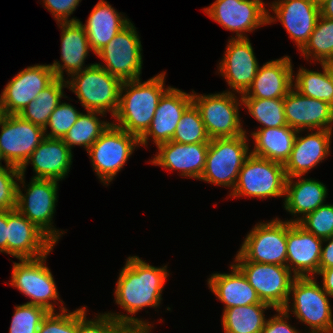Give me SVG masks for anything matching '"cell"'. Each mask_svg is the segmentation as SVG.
<instances>
[{"instance_id": "cell-1", "label": "cell", "mask_w": 333, "mask_h": 333, "mask_svg": "<svg viewBox=\"0 0 333 333\" xmlns=\"http://www.w3.org/2000/svg\"><path fill=\"white\" fill-rule=\"evenodd\" d=\"M168 277L167 265L156 267L139 256H128L114 291L115 303L128 314L111 311L106 313L132 333H150L153 324L133 315L144 308L160 306L163 287Z\"/></svg>"}, {"instance_id": "cell-2", "label": "cell", "mask_w": 333, "mask_h": 333, "mask_svg": "<svg viewBox=\"0 0 333 333\" xmlns=\"http://www.w3.org/2000/svg\"><path fill=\"white\" fill-rule=\"evenodd\" d=\"M165 76L163 71L144 82L141 78L123 81L114 115L118 123H111L140 139L149 129L162 95L171 87L165 86Z\"/></svg>"}, {"instance_id": "cell-3", "label": "cell", "mask_w": 333, "mask_h": 333, "mask_svg": "<svg viewBox=\"0 0 333 333\" xmlns=\"http://www.w3.org/2000/svg\"><path fill=\"white\" fill-rule=\"evenodd\" d=\"M289 295L292 298L289 296L283 310L288 314L292 312L299 323L309 326L308 333H333L331 296L322 289L315 277H296Z\"/></svg>"}, {"instance_id": "cell-4", "label": "cell", "mask_w": 333, "mask_h": 333, "mask_svg": "<svg viewBox=\"0 0 333 333\" xmlns=\"http://www.w3.org/2000/svg\"><path fill=\"white\" fill-rule=\"evenodd\" d=\"M66 78L67 88L74 92L86 111L114 117L118 110L122 80L111 75L97 63Z\"/></svg>"}, {"instance_id": "cell-5", "label": "cell", "mask_w": 333, "mask_h": 333, "mask_svg": "<svg viewBox=\"0 0 333 333\" xmlns=\"http://www.w3.org/2000/svg\"><path fill=\"white\" fill-rule=\"evenodd\" d=\"M25 181V176L20 174L16 209L57 244L62 234H65L63 230H58L53 225L59 181L31 178L28 185Z\"/></svg>"}, {"instance_id": "cell-6", "label": "cell", "mask_w": 333, "mask_h": 333, "mask_svg": "<svg viewBox=\"0 0 333 333\" xmlns=\"http://www.w3.org/2000/svg\"><path fill=\"white\" fill-rule=\"evenodd\" d=\"M248 141L246 133L236 137L211 139L199 181L227 187L231 189L229 192H232L240 169L251 154Z\"/></svg>"}, {"instance_id": "cell-7", "label": "cell", "mask_w": 333, "mask_h": 333, "mask_svg": "<svg viewBox=\"0 0 333 333\" xmlns=\"http://www.w3.org/2000/svg\"><path fill=\"white\" fill-rule=\"evenodd\" d=\"M48 255L49 253L34 259H19V263L13 261L12 279L8 284L29 297L31 301L26 303L41 306L48 312H56L55 305L60 303L59 312H61L67 308L59 297L52 272L46 266Z\"/></svg>"}, {"instance_id": "cell-8", "label": "cell", "mask_w": 333, "mask_h": 333, "mask_svg": "<svg viewBox=\"0 0 333 333\" xmlns=\"http://www.w3.org/2000/svg\"><path fill=\"white\" fill-rule=\"evenodd\" d=\"M231 90L222 93L197 94L192 91V100L199 109L206 131L211 139L244 135L239 108L243 106L242 97ZM240 99V100H239Z\"/></svg>"}, {"instance_id": "cell-9", "label": "cell", "mask_w": 333, "mask_h": 333, "mask_svg": "<svg viewBox=\"0 0 333 333\" xmlns=\"http://www.w3.org/2000/svg\"><path fill=\"white\" fill-rule=\"evenodd\" d=\"M286 181L283 164L250 154L240 169L236 185L229 197L284 198Z\"/></svg>"}, {"instance_id": "cell-10", "label": "cell", "mask_w": 333, "mask_h": 333, "mask_svg": "<svg viewBox=\"0 0 333 333\" xmlns=\"http://www.w3.org/2000/svg\"><path fill=\"white\" fill-rule=\"evenodd\" d=\"M137 147L138 137L111 123L87 151L99 181L108 186Z\"/></svg>"}, {"instance_id": "cell-11", "label": "cell", "mask_w": 333, "mask_h": 333, "mask_svg": "<svg viewBox=\"0 0 333 333\" xmlns=\"http://www.w3.org/2000/svg\"><path fill=\"white\" fill-rule=\"evenodd\" d=\"M233 263L246 276L263 303L270 305L273 310L285 307L296 278L286 266L247 261L238 252Z\"/></svg>"}, {"instance_id": "cell-12", "label": "cell", "mask_w": 333, "mask_h": 333, "mask_svg": "<svg viewBox=\"0 0 333 333\" xmlns=\"http://www.w3.org/2000/svg\"><path fill=\"white\" fill-rule=\"evenodd\" d=\"M140 38L130 21L96 54L104 62L97 64L122 81L140 79L143 68Z\"/></svg>"}, {"instance_id": "cell-13", "label": "cell", "mask_w": 333, "mask_h": 333, "mask_svg": "<svg viewBox=\"0 0 333 333\" xmlns=\"http://www.w3.org/2000/svg\"><path fill=\"white\" fill-rule=\"evenodd\" d=\"M238 253L247 261L286 266L287 220L276 217L254 225Z\"/></svg>"}, {"instance_id": "cell-14", "label": "cell", "mask_w": 333, "mask_h": 333, "mask_svg": "<svg viewBox=\"0 0 333 333\" xmlns=\"http://www.w3.org/2000/svg\"><path fill=\"white\" fill-rule=\"evenodd\" d=\"M265 4L263 0H215L204 8V13L224 29L236 33L231 38H248L246 32L268 24Z\"/></svg>"}, {"instance_id": "cell-15", "label": "cell", "mask_w": 333, "mask_h": 333, "mask_svg": "<svg viewBox=\"0 0 333 333\" xmlns=\"http://www.w3.org/2000/svg\"><path fill=\"white\" fill-rule=\"evenodd\" d=\"M4 163L21 168L44 139V129L20 115H5L0 123Z\"/></svg>"}, {"instance_id": "cell-16", "label": "cell", "mask_w": 333, "mask_h": 333, "mask_svg": "<svg viewBox=\"0 0 333 333\" xmlns=\"http://www.w3.org/2000/svg\"><path fill=\"white\" fill-rule=\"evenodd\" d=\"M55 79L50 64H35L18 72L0 94L5 114L19 115Z\"/></svg>"}, {"instance_id": "cell-17", "label": "cell", "mask_w": 333, "mask_h": 333, "mask_svg": "<svg viewBox=\"0 0 333 333\" xmlns=\"http://www.w3.org/2000/svg\"><path fill=\"white\" fill-rule=\"evenodd\" d=\"M267 21L271 25L280 21L289 38L301 50L308 42L320 16V6L313 0H275L269 3ZM275 15H270V11Z\"/></svg>"}, {"instance_id": "cell-18", "label": "cell", "mask_w": 333, "mask_h": 333, "mask_svg": "<svg viewBox=\"0 0 333 333\" xmlns=\"http://www.w3.org/2000/svg\"><path fill=\"white\" fill-rule=\"evenodd\" d=\"M249 38H230L218 73L224 77L233 93L244 94L251 86L259 69Z\"/></svg>"}, {"instance_id": "cell-19", "label": "cell", "mask_w": 333, "mask_h": 333, "mask_svg": "<svg viewBox=\"0 0 333 333\" xmlns=\"http://www.w3.org/2000/svg\"><path fill=\"white\" fill-rule=\"evenodd\" d=\"M55 243L17 209L7 211V254L34 259L51 253Z\"/></svg>"}, {"instance_id": "cell-20", "label": "cell", "mask_w": 333, "mask_h": 333, "mask_svg": "<svg viewBox=\"0 0 333 333\" xmlns=\"http://www.w3.org/2000/svg\"><path fill=\"white\" fill-rule=\"evenodd\" d=\"M192 103V93L170 87L162 95L149 129L140 138V146L147 147L149 137L156 146L170 142L184 111Z\"/></svg>"}, {"instance_id": "cell-21", "label": "cell", "mask_w": 333, "mask_h": 333, "mask_svg": "<svg viewBox=\"0 0 333 333\" xmlns=\"http://www.w3.org/2000/svg\"><path fill=\"white\" fill-rule=\"evenodd\" d=\"M323 239L298 223L287 221L286 267L296 277H315L320 269Z\"/></svg>"}, {"instance_id": "cell-22", "label": "cell", "mask_w": 333, "mask_h": 333, "mask_svg": "<svg viewBox=\"0 0 333 333\" xmlns=\"http://www.w3.org/2000/svg\"><path fill=\"white\" fill-rule=\"evenodd\" d=\"M283 100L289 127L297 131L333 129V106L328 102L303 96L294 88Z\"/></svg>"}, {"instance_id": "cell-23", "label": "cell", "mask_w": 333, "mask_h": 333, "mask_svg": "<svg viewBox=\"0 0 333 333\" xmlns=\"http://www.w3.org/2000/svg\"><path fill=\"white\" fill-rule=\"evenodd\" d=\"M306 132L305 136H301L302 130L297 132L291 154L284 164L287 178L307 175L311 169L317 167L330 155L333 130H307Z\"/></svg>"}, {"instance_id": "cell-24", "label": "cell", "mask_w": 333, "mask_h": 333, "mask_svg": "<svg viewBox=\"0 0 333 333\" xmlns=\"http://www.w3.org/2000/svg\"><path fill=\"white\" fill-rule=\"evenodd\" d=\"M72 150L62 138L44 137L29 159L20 168V174L25 176L29 164L33 166L34 179H52L61 181L68 176L72 165Z\"/></svg>"}, {"instance_id": "cell-25", "label": "cell", "mask_w": 333, "mask_h": 333, "mask_svg": "<svg viewBox=\"0 0 333 333\" xmlns=\"http://www.w3.org/2000/svg\"><path fill=\"white\" fill-rule=\"evenodd\" d=\"M209 143L183 144L174 141L157 146L150 163L168 171L178 170L181 177L200 179L206 162Z\"/></svg>"}, {"instance_id": "cell-26", "label": "cell", "mask_w": 333, "mask_h": 333, "mask_svg": "<svg viewBox=\"0 0 333 333\" xmlns=\"http://www.w3.org/2000/svg\"><path fill=\"white\" fill-rule=\"evenodd\" d=\"M61 29V63L54 60L50 67L54 71L56 78L63 79L64 72L70 77L71 75L82 71L91 66H85V59L92 51L89 45L86 31L79 21L76 22H58ZM63 63V64H62ZM65 69V70H64Z\"/></svg>"}, {"instance_id": "cell-27", "label": "cell", "mask_w": 333, "mask_h": 333, "mask_svg": "<svg viewBox=\"0 0 333 333\" xmlns=\"http://www.w3.org/2000/svg\"><path fill=\"white\" fill-rule=\"evenodd\" d=\"M289 56L271 60L260 66L242 98H284L293 88V66Z\"/></svg>"}, {"instance_id": "cell-28", "label": "cell", "mask_w": 333, "mask_h": 333, "mask_svg": "<svg viewBox=\"0 0 333 333\" xmlns=\"http://www.w3.org/2000/svg\"><path fill=\"white\" fill-rule=\"evenodd\" d=\"M327 190L326 185L313 178H304V176L287 178L283 205L285 210L294 216V219L290 218L287 221L298 223L307 214L324 205L328 195Z\"/></svg>"}, {"instance_id": "cell-29", "label": "cell", "mask_w": 333, "mask_h": 333, "mask_svg": "<svg viewBox=\"0 0 333 333\" xmlns=\"http://www.w3.org/2000/svg\"><path fill=\"white\" fill-rule=\"evenodd\" d=\"M230 268V273H213L207 279L208 288L223 303V310L234 306L266 304L234 263Z\"/></svg>"}, {"instance_id": "cell-30", "label": "cell", "mask_w": 333, "mask_h": 333, "mask_svg": "<svg viewBox=\"0 0 333 333\" xmlns=\"http://www.w3.org/2000/svg\"><path fill=\"white\" fill-rule=\"evenodd\" d=\"M79 22L86 31L92 52L96 55L121 31L130 20L105 0L94 5L86 24Z\"/></svg>"}, {"instance_id": "cell-31", "label": "cell", "mask_w": 333, "mask_h": 333, "mask_svg": "<svg viewBox=\"0 0 333 333\" xmlns=\"http://www.w3.org/2000/svg\"><path fill=\"white\" fill-rule=\"evenodd\" d=\"M297 132L288 125L254 130L251 133L254 141L251 154L284 165L291 154Z\"/></svg>"}, {"instance_id": "cell-32", "label": "cell", "mask_w": 333, "mask_h": 333, "mask_svg": "<svg viewBox=\"0 0 333 333\" xmlns=\"http://www.w3.org/2000/svg\"><path fill=\"white\" fill-rule=\"evenodd\" d=\"M270 308L268 304H251L224 309V333H261L267 321L264 312Z\"/></svg>"}, {"instance_id": "cell-33", "label": "cell", "mask_w": 333, "mask_h": 333, "mask_svg": "<svg viewBox=\"0 0 333 333\" xmlns=\"http://www.w3.org/2000/svg\"><path fill=\"white\" fill-rule=\"evenodd\" d=\"M66 87V80L56 78L49 86L44 88L19 115L24 120L30 121L34 125L45 129L49 116L59 105L61 99L67 98L63 91Z\"/></svg>"}, {"instance_id": "cell-34", "label": "cell", "mask_w": 333, "mask_h": 333, "mask_svg": "<svg viewBox=\"0 0 333 333\" xmlns=\"http://www.w3.org/2000/svg\"><path fill=\"white\" fill-rule=\"evenodd\" d=\"M104 115L107 114L96 111L82 112L62 140L71 150L75 146H81L88 151L111 124L109 121L99 118V116L103 117Z\"/></svg>"}, {"instance_id": "cell-35", "label": "cell", "mask_w": 333, "mask_h": 333, "mask_svg": "<svg viewBox=\"0 0 333 333\" xmlns=\"http://www.w3.org/2000/svg\"><path fill=\"white\" fill-rule=\"evenodd\" d=\"M321 66L323 72L300 67L293 76V88L303 96L323 100L333 106V84L325 67Z\"/></svg>"}, {"instance_id": "cell-36", "label": "cell", "mask_w": 333, "mask_h": 333, "mask_svg": "<svg viewBox=\"0 0 333 333\" xmlns=\"http://www.w3.org/2000/svg\"><path fill=\"white\" fill-rule=\"evenodd\" d=\"M307 61L319 62L333 59V20L319 16L308 42L300 50Z\"/></svg>"}, {"instance_id": "cell-37", "label": "cell", "mask_w": 333, "mask_h": 333, "mask_svg": "<svg viewBox=\"0 0 333 333\" xmlns=\"http://www.w3.org/2000/svg\"><path fill=\"white\" fill-rule=\"evenodd\" d=\"M242 101L249 115L262 125L257 129L276 128L288 125L285 118L283 98H242Z\"/></svg>"}, {"instance_id": "cell-38", "label": "cell", "mask_w": 333, "mask_h": 333, "mask_svg": "<svg viewBox=\"0 0 333 333\" xmlns=\"http://www.w3.org/2000/svg\"><path fill=\"white\" fill-rule=\"evenodd\" d=\"M199 109L192 103L183 113L171 141L183 144L209 143Z\"/></svg>"}, {"instance_id": "cell-39", "label": "cell", "mask_w": 333, "mask_h": 333, "mask_svg": "<svg viewBox=\"0 0 333 333\" xmlns=\"http://www.w3.org/2000/svg\"><path fill=\"white\" fill-rule=\"evenodd\" d=\"M9 333H37L48 311L37 305L24 303L15 306Z\"/></svg>"}, {"instance_id": "cell-40", "label": "cell", "mask_w": 333, "mask_h": 333, "mask_svg": "<svg viewBox=\"0 0 333 333\" xmlns=\"http://www.w3.org/2000/svg\"><path fill=\"white\" fill-rule=\"evenodd\" d=\"M87 306L77 309V333H132L126 326L107 313H98L95 318H87Z\"/></svg>"}, {"instance_id": "cell-41", "label": "cell", "mask_w": 333, "mask_h": 333, "mask_svg": "<svg viewBox=\"0 0 333 333\" xmlns=\"http://www.w3.org/2000/svg\"><path fill=\"white\" fill-rule=\"evenodd\" d=\"M82 112L69 103H59L49 116L44 134L50 138H63L69 129L76 123ZM50 128V132L48 129Z\"/></svg>"}, {"instance_id": "cell-42", "label": "cell", "mask_w": 333, "mask_h": 333, "mask_svg": "<svg viewBox=\"0 0 333 333\" xmlns=\"http://www.w3.org/2000/svg\"><path fill=\"white\" fill-rule=\"evenodd\" d=\"M298 224L316 237L325 239L333 236V204H324L307 214Z\"/></svg>"}, {"instance_id": "cell-43", "label": "cell", "mask_w": 333, "mask_h": 333, "mask_svg": "<svg viewBox=\"0 0 333 333\" xmlns=\"http://www.w3.org/2000/svg\"><path fill=\"white\" fill-rule=\"evenodd\" d=\"M20 168L5 164L0 166V211L16 209Z\"/></svg>"}, {"instance_id": "cell-44", "label": "cell", "mask_w": 333, "mask_h": 333, "mask_svg": "<svg viewBox=\"0 0 333 333\" xmlns=\"http://www.w3.org/2000/svg\"><path fill=\"white\" fill-rule=\"evenodd\" d=\"M37 333H77V309L49 312Z\"/></svg>"}, {"instance_id": "cell-45", "label": "cell", "mask_w": 333, "mask_h": 333, "mask_svg": "<svg viewBox=\"0 0 333 333\" xmlns=\"http://www.w3.org/2000/svg\"><path fill=\"white\" fill-rule=\"evenodd\" d=\"M82 0H43L44 7L51 13L56 22H76L79 19L71 17Z\"/></svg>"}, {"instance_id": "cell-46", "label": "cell", "mask_w": 333, "mask_h": 333, "mask_svg": "<svg viewBox=\"0 0 333 333\" xmlns=\"http://www.w3.org/2000/svg\"><path fill=\"white\" fill-rule=\"evenodd\" d=\"M277 314L268 318L261 333H301L289 324L290 315L283 309L274 310Z\"/></svg>"}, {"instance_id": "cell-47", "label": "cell", "mask_w": 333, "mask_h": 333, "mask_svg": "<svg viewBox=\"0 0 333 333\" xmlns=\"http://www.w3.org/2000/svg\"><path fill=\"white\" fill-rule=\"evenodd\" d=\"M324 243L326 244L324 246ZM324 246V247H323ZM333 267V236L323 239L320 269H327Z\"/></svg>"}, {"instance_id": "cell-48", "label": "cell", "mask_w": 333, "mask_h": 333, "mask_svg": "<svg viewBox=\"0 0 333 333\" xmlns=\"http://www.w3.org/2000/svg\"><path fill=\"white\" fill-rule=\"evenodd\" d=\"M316 275L322 277V289L333 298V267L327 269H319Z\"/></svg>"}, {"instance_id": "cell-49", "label": "cell", "mask_w": 333, "mask_h": 333, "mask_svg": "<svg viewBox=\"0 0 333 333\" xmlns=\"http://www.w3.org/2000/svg\"><path fill=\"white\" fill-rule=\"evenodd\" d=\"M0 252L7 254V211H0Z\"/></svg>"}, {"instance_id": "cell-50", "label": "cell", "mask_w": 333, "mask_h": 333, "mask_svg": "<svg viewBox=\"0 0 333 333\" xmlns=\"http://www.w3.org/2000/svg\"><path fill=\"white\" fill-rule=\"evenodd\" d=\"M320 15L333 20V0H326L320 5Z\"/></svg>"}, {"instance_id": "cell-51", "label": "cell", "mask_w": 333, "mask_h": 333, "mask_svg": "<svg viewBox=\"0 0 333 333\" xmlns=\"http://www.w3.org/2000/svg\"><path fill=\"white\" fill-rule=\"evenodd\" d=\"M320 65L325 67V70L333 84V59L323 61L320 63Z\"/></svg>"}, {"instance_id": "cell-52", "label": "cell", "mask_w": 333, "mask_h": 333, "mask_svg": "<svg viewBox=\"0 0 333 333\" xmlns=\"http://www.w3.org/2000/svg\"><path fill=\"white\" fill-rule=\"evenodd\" d=\"M5 112H4V108H3V103H2V98L0 95V123L3 120V118L5 117Z\"/></svg>"}, {"instance_id": "cell-53", "label": "cell", "mask_w": 333, "mask_h": 333, "mask_svg": "<svg viewBox=\"0 0 333 333\" xmlns=\"http://www.w3.org/2000/svg\"><path fill=\"white\" fill-rule=\"evenodd\" d=\"M318 6L324 3L326 0H313Z\"/></svg>"}, {"instance_id": "cell-54", "label": "cell", "mask_w": 333, "mask_h": 333, "mask_svg": "<svg viewBox=\"0 0 333 333\" xmlns=\"http://www.w3.org/2000/svg\"><path fill=\"white\" fill-rule=\"evenodd\" d=\"M2 160L4 161V158H3V155H2L1 150H0V166H3L2 163H1Z\"/></svg>"}]
</instances>
